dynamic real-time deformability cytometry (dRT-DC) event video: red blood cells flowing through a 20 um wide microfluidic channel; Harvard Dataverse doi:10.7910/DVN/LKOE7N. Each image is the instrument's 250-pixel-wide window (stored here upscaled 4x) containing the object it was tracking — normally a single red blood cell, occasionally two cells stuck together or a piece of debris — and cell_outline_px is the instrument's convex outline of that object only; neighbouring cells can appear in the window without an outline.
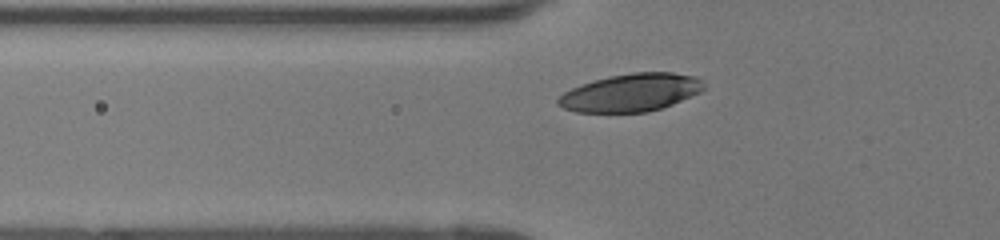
{"species": "human", "species_latin": "Homo sapiens", "temperature_condition": "room temperature", "stored_images_in_passage": 37, "camera_frame_rate_fps": 3000, "um_per_image_px": 0.085, "donor": {"sex": "female"}, "frame": {"image": 1, "passage_image": 7, "time_ms": 2.0, "image_size_px": [1000, 240], "cell_outline_px": [[704, 88], [700, 92], [672, 104], [648, 112], [576, 112], [564, 108], [556, 104], [556, 100], [564, 92], [580, 84], [608, 76], [632, 72], [672, 72], [696, 76], [704, 84]], "centroid_in_image_um": [53.61, 7.86], "position_along_channel_um": 72.2, "area_um2": 32.08}}
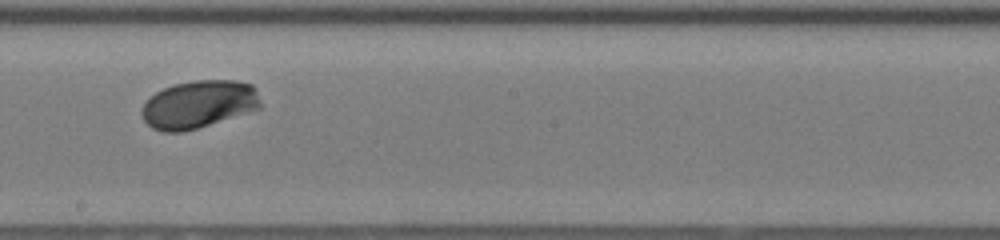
{"frame": {"image": 2, "passage_image": 19, "time_ms": 6.0, "image_size_px": [1000, 240], "cell_outline_px": [[260, 108], [196, 128], [180, 132], [164, 132], [152, 128], [144, 120], [140, 112], [144, 104], [156, 92], [172, 84], [196, 80], [236, 80], [252, 84], [256, 88], [260, 100]], "centroid_in_image_um": [16.88, 8.85], "position_along_channel_um": 231.3, "area_um2": 32.83}}
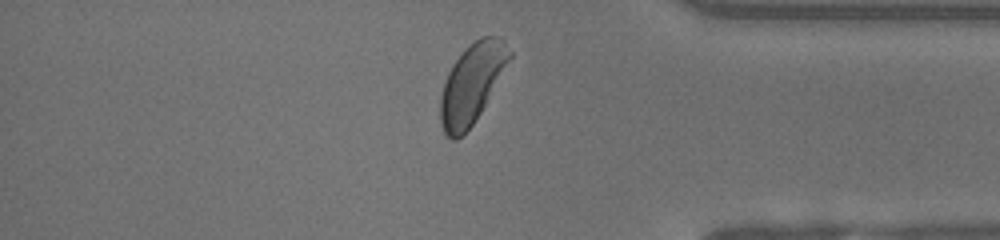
{"frame": {"image": 3, "passage_image": 32, "time_ms": 10.333, "image_size_px": [1000, 240], "cell_outline_px": [[512, 56], [480, 112], [472, 124], [456, 140], [452, 140], [444, 132], [440, 120], [440, 96], [448, 72], [452, 64], [480, 36], [496, 36], [504, 40], [512, 52]], "centroid_in_image_um": [40.1, 7.09], "position_along_channel_um": 395.1, "area_um2": 31.1}, "authors_computed_cell_mechanics": {"area_um2": 32.3102, "velocity_mm_per_s": 4.0408, "shape_relaxation_time_tau1_ms": 2.0744, "shape_relaxation_time_tau2_ms": null, "deformation_change_tau1": 0.1314, "deformation_change_tau2": null}}